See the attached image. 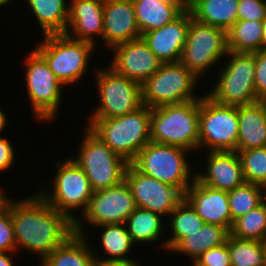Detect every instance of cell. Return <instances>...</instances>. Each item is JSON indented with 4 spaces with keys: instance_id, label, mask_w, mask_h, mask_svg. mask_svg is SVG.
Masks as SVG:
<instances>
[{
    "instance_id": "obj_10",
    "label": "cell",
    "mask_w": 266,
    "mask_h": 266,
    "mask_svg": "<svg viewBox=\"0 0 266 266\" xmlns=\"http://www.w3.org/2000/svg\"><path fill=\"white\" fill-rule=\"evenodd\" d=\"M79 153L71 157L85 172L93 191L114 187L124 180L127 165L86 126Z\"/></svg>"
},
{
    "instance_id": "obj_26",
    "label": "cell",
    "mask_w": 266,
    "mask_h": 266,
    "mask_svg": "<svg viewBox=\"0 0 266 266\" xmlns=\"http://www.w3.org/2000/svg\"><path fill=\"white\" fill-rule=\"evenodd\" d=\"M35 16L42 35L65 33L68 25L69 1L25 0ZM68 3V4H66Z\"/></svg>"
},
{
    "instance_id": "obj_20",
    "label": "cell",
    "mask_w": 266,
    "mask_h": 266,
    "mask_svg": "<svg viewBox=\"0 0 266 266\" xmlns=\"http://www.w3.org/2000/svg\"><path fill=\"white\" fill-rule=\"evenodd\" d=\"M204 223L226 227L231 231V214L228 194L200 183L196 178L184 193Z\"/></svg>"
},
{
    "instance_id": "obj_21",
    "label": "cell",
    "mask_w": 266,
    "mask_h": 266,
    "mask_svg": "<svg viewBox=\"0 0 266 266\" xmlns=\"http://www.w3.org/2000/svg\"><path fill=\"white\" fill-rule=\"evenodd\" d=\"M103 6L104 0H70L65 34L96 46L95 37H103Z\"/></svg>"
},
{
    "instance_id": "obj_25",
    "label": "cell",
    "mask_w": 266,
    "mask_h": 266,
    "mask_svg": "<svg viewBox=\"0 0 266 266\" xmlns=\"http://www.w3.org/2000/svg\"><path fill=\"white\" fill-rule=\"evenodd\" d=\"M87 240L86 236L72 234L62 245L45 256L39 266H94L93 245Z\"/></svg>"
},
{
    "instance_id": "obj_43",
    "label": "cell",
    "mask_w": 266,
    "mask_h": 266,
    "mask_svg": "<svg viewBox=\"0 0 266 266\" xmlns=\"http://www.w3.org/2000/svg\"><path fill=\"white\" fill-rule=\"evenodd\" d=\"M7 115L6 113L3 111L2 108H0V135H2V133L4 132L5 127L7 126Z\"/></svg>"
},
{
    "instance_id": "obj_5",
    "label": "cell",
    "mask_w": 266,
    "mask_h": 266,
    "mask_svg": "<svg viewBox=\"0 0 266 266\" xmlns=\"http://www.w3.org/2000/svg\"><path fill=\"white\" fill-rule=\"evenodd\" d=\"M189 152L177 146L150 141L131 164L143 174L174 186L184 194L195 180L191 163L187 160Z\"/></svg>"
},
{
    "instance_id": "obj_48",
    "label": "cell",
    "mask_w": 266,
    "mask_h": 266,
    "mask_svg": "<svg viewBox=\"0 0 266 266\" xmlns=\"http://www.w3.org/2000/svg\"><path fill=\"white\" fill-rule=\"evenodd\" d=\"M264 266H266V251H265V257H264Z\"/></svg>"
},
{
    "instance_id": "obj_44",
    "label": "cell",
    "mask_w": 266,
    "mask_h": 266,
    "mask_svg": "<svg viewBox=\"0 0 266 266\" xmlns=\"http://www.w3.org/2000/svg\"><path fill=\"white\" fill-rule=\"evenodd\" d=\"M9 196H7V193L3 191V189L0 187V210L5 206L6 200Z\"/></svg>"
},
{
    "instance_id": "obj_42",
    "label": "cell",
    "mask_w": 266,
    "mask_h": 266,
    "mask_svg": "<svg viewBox=\"0 0 266 266\" xmlns=\"http://www.w3.org/2000/svg\"><path fill=\"white\" fill-rule=\"evenodd\" d=\"M15 252H0V266H15L13 256L9 254Z\"/></svg>"
},
{
    "instance_id": "obj_17",
    "label": "cell",
    "mask_w": 266,
    "mask_h": 266,
    "mask_svg": "<svg viewBox=\"0 0 266 266\" xmlns=\"http://www.w3.org/2000/svg\"><path fill=\"white\" fill-rule=\"evenodd\" d=\"M141 36L132 0H104L102 41L106 49Z\"/></svg>"
},
{
    "instance_id": "obj_45",
    "label": "cell",
    "mask_w": 266,
    "mask_h": 266,
    "mask_svg": "<svg viewBox=\"0 0 266 266\" xmlns=\"http://www.w3.org/2000/svg\"><path fill=\"white\" fill-rule=\"evenodd\" d=\"M263 50H266V19L263 21Z\"/></svg>"
},
{
    "instance_id": "obj_24",
    "label": "cell",
    "mask_w": 266,
    "mask_h": 266,
    "mask_svg": "<svg viewBox=\"0 0 266 266\" xmlns=\"http://www.w3.org/2000/svg\"><path fill=\"white\" fill-rule=\"evenodd\" d=\"M239 0H189L187 9L193 19L224 29L226 32L238 21Z\"/></svg>"
},
{
    "instance_id": "obj_3",
    "label": "cell",
    "mask_w": 266,
    "mask_h": 266,
    "mask_svg": "<svg viewBox=\"0 0 266 266\" xmlns=\"http://www.w3.org/2000/svg\"><path fill=\"white\" fill-rule=\"evenodd\" d=\"M151 142L198 151L199 99L151 108Z\"/></svg>"
},
{
    "instance_id": "obj_47",
    "label": "cell",
    "mask_w": 266,
    "mask_h": 266,
    "mask_svg": "<svg viewBox=\"0 0 266 266\" xmlns=\"http://www.w3.org/2000/svg\"><path fill=\"white\" fill-rule=\"evenodd\" d=\"M263 200H264V202L266 204V185L263 186Z\"/></svg>"
},
{
    "instance_id": "obj_36",
    "label": "cell",
    "mask_w": 266,
    "mask_h": 266,
    "mask_svg": "<svg viewBox=\"0 0 266 266\" xmlns=\"http://www.w3.org/2000/svg\"><path fill=\"white\" fill-rule=\"evenodd\" d=\"M0 252H17L14 226L10 215V197L0 210Z\"/></svg>"
},
{
    "instance_id": "obj_41",
    "label": "cell",
    "mask_w": 266,
    "mask_h": 266,
    "mask_svg": "<svg viewBox=\"0 0 266 266\" xmlns=\"http://www.w3.org/2000/svg\"><path fill=\"white\" fill-rule=\"evenodd\" d=\"M94 266H141V263L139 264V261H107L95 258Z\"/></svg>"
},
{
    "instance_id": "obj_35",
    "label": "cell",
    "mask_w": 266,
    "mask_h": 266,
    "mask_svg": "<svg viewBox=\"0 0 266 266\" xmlns=\"http://www.w3.org/2000/svg\"><path fill=\"white\" fill-rule=\"evenodd\" d=\"M245 182L266 185V147L238 152Z\"/></svg>"
},
{
    "instance_id": "obj_2",
    "label": "cell",
    "mask_w": 266,
    "mask_h": 266,
    "mask_svg": "<svg viewBox=\"0 0 266 266\" xmlns=\"http://www.w3.org/2000/svg\"><path fill=\"white\" fill-rule=\"evenodd\" d=\"M151 108L143 105L134 112L109 119H88L86 127L111 150L131 163L151 141Z\"/></svg>"
},
{
    "instance_id": "obj_15",
    "label": "cell",
    "mask_w": 266,
    "mask_h": 266,
    "mask_svg": "<svg viewBox=\"0 0 266 266\" xmlns=\"http://www.w3.org/2000/svg\"><path fill=\"white\" fill-rule=\"evenodd\" d=\"M124 180L129 185L138 208L150 210L162 217L169 218L184 199V194L178 188L143 174L131 163L126 167Z\"/></svg>"
},
{
    "instance_id": "obj_33",
    "label": "cell",
    "mask_w": 266,
    "mask_h": 266,
    "mask_svg": "<svg viewBox=\"0 0 266 266\" xmlns=\"http://www.w3.org/2000/svg\"><path fill=\"white\" fill-rule=\"evenodd\" d=\"M230 234L241 239L266 242V204L263 201L233 222Z\"/></svg>"
},
{
    "instance_id": "obj_13",
    "label": "cell",
    "mask_w": 266,
    "mask_h": 266,
    "mask_svg": "<svg viewBox=\"0 0 266 266\" xmlns=\"http://www.w3.org/2000/svg\"><path fill=\"white\" fill-rule=\"evenodd\" d=\"M237 141V107L218 104L203 94L199 99L198 150L236 151Z\"/></svg>"
},
{
    "instance_id": "obj_40",
    "label": "cell",
    "mask_w": 266,
    "mask_h": 266,
    "mask_svg": "<svg viewBox=\"0 0 266 266\" xmlns=\"http://www.w3.org/2000/svg\"><path fill=\"white\" fill-rule=\"evenodd\" d=\"M15 149L9 139L0 135V172L7 171L14 166L16 159Z\"/></svg>"
},
{
    "instance_id": "obj_29",
    "label": "cell",
    "mask_w": 266,
    "mask_h": 266,
    "mask_svg": "<svg viewBox=\"0 0 266 266\" xmlns=\"http://www.w3.org/2000/svg\"><path fill=\"white\" fill-rule=\"evenodd\" d=\"M171 217V218H170ZM167 231L170 229V235L163 240L160 245L167 251H171L183 238L200 231L205 224L204 220L198 215L191 204L184 198L169 215Z\"/></svg>"
},
{
    "instance_id": "obj_23",
    "label": "cell",
    "mask_w": 266,
    "mask_h": 266,
    "mask_svg": "<svg viewBox=\"0 0 266 266\" xmlns=\"http://www.w3.org/2000/svg\"><path fill=\"white\" fill-rule=\"evenodd\" d=\"M132 2L137 26L142 35L174 21L187 9L189 0H132Z\"/></svg>"
},
{
    "instance_id": "obj_8",
    "label": "cell",
    "mask_w": 266,
    "mask_h": 266,
    "mask_svg": "<svg viewBox=\"0 0 266 266\" xmlns=\"http://www.w3.org/2000/svg\"><path fill=\"white\" fill-rule=\"evenodd\" d=\"M23 63H25L23 65H25L26 92L34 113L33 117L41 122H51L61 108L64 85L35 49L29 52Z\"/></svg>"
},
{
    "instance_id": "obj_38",
    "label": "cell",
    "mask_w": 266,
    "mask_h": 266,
    "mask_svg": "<svg viewBox=\"0 0 266 266\" xmlns=\"http://www.w3.org/2000/svg\"><path fill=\"white\" fill-rule=\"evenodd\" d=\"M194 262L198 266H231L228 244L205 251Z\"/></svg>"
},
{
    "instance_id": "obj_18",
    "label": "cell",
    "mask_w": 266,
    "mask_h": 266,
    "mask_svg": "<svg viewBox=\"0 0 266 266\" xmlns=\"http://www.w3.org/2000/svg\"><path fill=\"white\" fill-rule=\"evenodd\" d=\"M205 171L195 173V178L211 188L230 192L245 183L238 152H207Z\"/></svg>"
},
{
    "instance_id": "obj_6",
    "label": "cell",
    "mask_w": 266,
    "mask_h": 266,
    "mask_svg": "<svg viewBox=\"0 0 266 266\" xmlns=\"http://www.w3.org/2000/svg\"><path fill=\"white\" fill-rule=\"evenodd\" d=\"M230 59H229V58ZM229 59L219 67L216 83L208 97L225 106H242L259 101L255 94V52L228 51Z\"/></svg>"
},
{
    "instance_id": "obj_37",
    "label": "cell",
    "mask_w": 266,
    "mask_h": 266,
    "mask_svg": "<svg viewBox=\"0 0 266 266\" xmlns=\"http://www.w3.org/2000/svg\"><path fill=\"white\" fill-rule=\"evenodd\" d=\"M237 17L238 21H264L266 19V0H239Z\"/></svg>"
},
{
    "instance_id": "obj_16",
    "label": "cell",
    "mask_w": 266,
    "mask_h": 266,
    "mask_svg": "<svg viewBox=\"0 0 266 266\" xmlns=\"http://www.w3.org/2000/svg\"><path fill=\"white\" fill-rule=\"evenodd\" d=\"M110 51L113 56L108 67L140 85L162 65L142 38L116 45Z\"/></svg>"
},
{
    "instance_id": "obj_28",
    "label": "cell",
    "mask_w": 266,
    "mask_h": 266,
    "mask_svg": "<svg viewBox=\"0 0 266 266\" xmlns=\"http://www.w3.org/2000/svg\"><path fill=\"white\" fill-rule=\"evenodd\" d=\"M97 227L101 230L103 229L100 234L101 236H99L101 238L99 242L102 245L100 248H103L102 250L105 253H103L104 256H101L93 248L92 252L96 259L107 261H138L135 258L128 257V253L133 250L132 247H135V243L127 232L124 223L103 224Z\"/></svg>"
},
{
    "instance_id": "obj_19",
    "label": "cell",
    "mask_w": 266,
    "mask_h": 266,
    "mask_svg": "<svg viewBox=\"0 0 266 266\" xmlns=\"http://www.w3.org/2000/svg\"><path fill=\"white\" fill-rule=\"evenodd\" d=\"M189 24L190 11L186 9L171 23L147 31L141 38L162 63L180 62Z\"/></svg>"
},
{
    "instance_id": "obj_11",
    "label": "cell",
    "mask_w": 266,
    "mask_h": 266,
    "mask_svg": "<svg viewBox=\"0 0 266 266\" xmlns=\"http://www.w3.org/2000/svg\"><path fill=\"white\" fill-rule=\"evenodd\" d=\"M94 71L99 102L89 119H109L136 111L143 106L142 88L110 67Z\"/></svg>"
},
{
    "instance_id": "obj_30",
    "label": "cell",
    "mask_w": 266,
    "mask_h": 266,
    "mask_svg": "<svg viewBox=\"0 0 266 266\" xmlns=\"http://www.w3.org/2000/svg\"><path fill=\"white\" fill-rule=\"evenodd\" d=\"M164 218L150 210L137 207L124 224L135 244L140 242L148 245L149 242H159V239L162 241L161 237L165 235Z\"/></svg>"
},
{
    "instance_id": "obj_9",
    "label": "cell",
    "mask_w": 266,
    "mask_h": 266,
    "mask_svg": "<svg viewBox=\"0 0 266 266\" xmlns=\"http://www.w3.org/2000/svg\"><path fill=\"white\" fill-rule=\"evenodd\" d=\"M200 79L181 62L162 63L142 85V102L149 108L183 103L202 97L194 93Z\"/></svg>"
},
{
    "instance_id": "obj_49",
    "label": "cell",
    "mask_w": 266,
    "mask_h": 266,
    "mask_svg": "<svg viewBox=\"0 0 266 266\" xmlns=\"http://www.w3.org/2000/svg\"><path fill=\"white\" fill-rule=\"evenodd\" d=\"M193 265L192 266H198L195 262H191Z\"/></svg>"
},
{
    "instance_id": "obj_31",
    "label": "cell",
    "mask_w": 266,
    "mask_h": 266,
    "mask_svg": "<svg viewBox=\"0 0 266 266\" xmlns=\"http://www.w3.org/2000/svg\"><path fill=\"white\" fill-rule=\"evenodd\" d=\"M227 48L232 52L263 50V21L240 20L227 31Z\"/></svg>"
},
{
    "instance_id": "obj_27",
    "label": "cell",
    "mask_w": 266,
    "mask_h": 266,
    "mask_svg": "<svg viewBox=\"0 0 266 266\" xmlns=\"http://www.w3.org/2000/svg\"><path fill=\"white\" fill-rule=\"evenodd\" d=\"M229 235L226 227L205 223L200 231L183 238L171 252L188 255L194 262L205 251L227 243Z\"/></svg>"
},
{
    "instance_id": "obj_7",
    "label": "cell",
    "mask_w": 266,
    "mask_h": 266,
    "mask_svg": "<svg viewBox=\"0 0 266 266\" xmlns=\"http://www.w3.org/2000/svg\"><path fill=\"white\" fill-rule=\"evenodd\" d=\"M56 163V175L51 181L53 191L49 192L44 186L38 194L57 211L75 221L79 216L73 211L81 209L82 214L87 209L93 190L85 172L71 157Z\"/></svg>"
},
{
    "instance_id": "obj_12",
    "label": "cell",
    "mask_w": 266,
    "mask_h": 266,
    "mask_svg": "<svg viewBox=\"0 0 266 266\" xmlns=\"http://www.w3.org/2000/svg\"><path fill=\"white\" fill-rule=\"evenodd\" d=\"M227 52V32L198 22L190 13V24L180 62L200 79L221 62V59L224 60Z\"/></svg>"
},
{
    "instance_id": "obj_32",
    "label": "cell",
    "mask_w": 266,
    "mask_h": 266,
    "mask_svg": "<svg viewBox=\"0 0 266 266\" xmlns=\"http://www.w3.org/2000/svg\"><path fill=\"white\" fill-rule=\"evenodd\" d=\"M227 244L231 266H264L266 242L241 239L230 234Z\"/></svg>"
},
{
    "instance_id": "obj_22",
    "label": "cell",
    "mask_w": 266,
    "mask_h": 266,
    "mask_svg": "<svg viewBox=\"0 0 266 266\" xmlns=\"http://www.w3.org/2000/svg\"><path fill=\"white\" fill-rule=\"evenodd\" d=\"M236 152L266 147V100L237 106Z\"/></svg>"
},
{
    "instance_id": "obj_14",
    "label": "cell",
    "mask_w": 266,
    "mask_h": 266,
    "mask_svg": "<svg viewBox=\"0 0 266 266\" xmlns=\"http://www.w3.org/2000/svg\"><path fill=\"white\" fill-rule=\"evenodd\" d=\"M136 208L125 180L114 187L93 191L87 209L74 221V233L87 236L84 223L96 229L103 224L125 223Z\"/></svg>"
},
{
    "instance_id": "obj_39",
    "label": "cell",
    "mask_w": 266,
    "mask_h": 266,
    "mask_svg": "<svg viewBox=\"0 0 266 266\" xmlns=\"http://www.w3.org/2000/svg\"><path fill=\"white\" fill-rule=\"evenodd\" d=\"M255 94L259 100H266V50L255 52Z\"/></svg>"
},
{
    "instance_id": "obj_46",
    "label": "cell",
    "mask_w": 266,
    "mask_h": 266,
    "mask_svg": "<svg viewBox=\"0 0 266 266\" xmlns=\"http://www.w3.org/2000/svg\"><path fill=\"white\" fill-rule=\"evenodd\" d=\"M13 0H0V6L2 8V6H8L10 3H12Z\"/></svg>"
},
{
    "instance_id": "obj_1",
    "label": "cell",
    "mask_w": 266,
    "mask_h": 266,
    "mask_svg": "<svg viewBox=\"0 0 266 266\" xmlns=\"http://www.w3.org/2000/svg\"><path fill=\"white\" fill-rule=\"evenodd\" d=\"M10 215L17 252L23 248L40 261L74 234V221L49 205L38 192L18 201L10 198Z\"/></svg>"
},
{
    "instance_id": "obj_34",
    "label": "cell",
    "mask_w": 266,
    "mask_h": 266,
    "mask_svg": "<svg viewBox=\"0 0 266 266\" xmlns=\"http://www.w3.org/2000/svg\"><path fill=\"white\" fill-rule=\"evenodd\" d=\"M227 194L231 214V228L236 219L247 214L264 201L263 187L247 182L227 192Z\"/></svg>"
},
{
    "instance_id": "obj_4",
    "label": "cell",
    "mask_w": 266,
    "mask_h": 266,
    "mask_svg": "<svg viewBox=\"0 0 266 266\" xmlns=\"http://www.w3.org/2000/svg\"><path fill=\"white\" fill-rule=\"evenodd\" d=\"M35 47L57 79L67 86L74 85L85 77L89 70V60L97 46L59 33L43 35V39Z\"/></svg>"
}]
</instances>
